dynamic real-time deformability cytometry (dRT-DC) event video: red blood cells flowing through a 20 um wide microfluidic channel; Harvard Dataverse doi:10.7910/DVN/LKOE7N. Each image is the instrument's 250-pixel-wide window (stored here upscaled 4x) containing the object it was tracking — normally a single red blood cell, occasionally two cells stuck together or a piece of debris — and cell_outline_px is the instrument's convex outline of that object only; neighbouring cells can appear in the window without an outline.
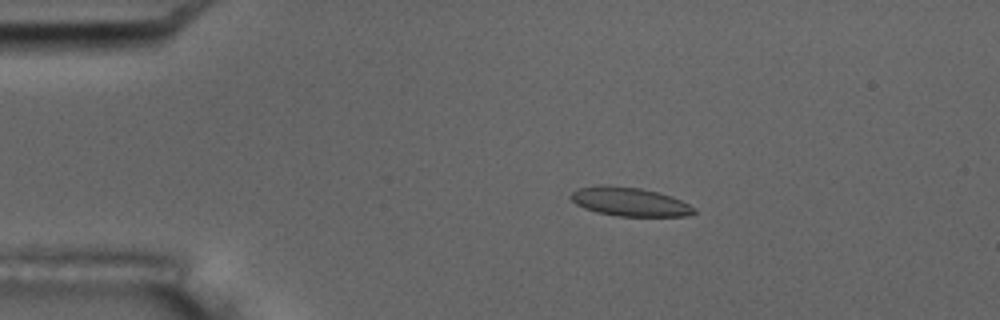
{"species": "common noctule bat (a hibernating species)", "species_latin": "Nyctalus noctula", "temperature_condition": "room temperature", "stored_images_in_passage": 3, "camera_frame_rate_fps": 3000, "um_per_image_px": 0.085, "animal": {"sex": "male", "body_mass_g": 17.5, "forearm_length_mm": 52.3}, "frame": {"image": 1, "passage_image": 1, "time_ms": 0.0, "image_size_px": [1000, 320], "cell_outline_px": [[696, 212], [688, 216], [616, 216], [596, 212], [584, 208], [576, 204], [568, 196], [576, 188], [600, 184], [604, 184], [640, 188], [660, 192], [672, 196], [696, 208]], "centroid_in_image_um": [53.49, 17.14], "position_along_channel_um": 31.5, "area_um2": 20.98}}